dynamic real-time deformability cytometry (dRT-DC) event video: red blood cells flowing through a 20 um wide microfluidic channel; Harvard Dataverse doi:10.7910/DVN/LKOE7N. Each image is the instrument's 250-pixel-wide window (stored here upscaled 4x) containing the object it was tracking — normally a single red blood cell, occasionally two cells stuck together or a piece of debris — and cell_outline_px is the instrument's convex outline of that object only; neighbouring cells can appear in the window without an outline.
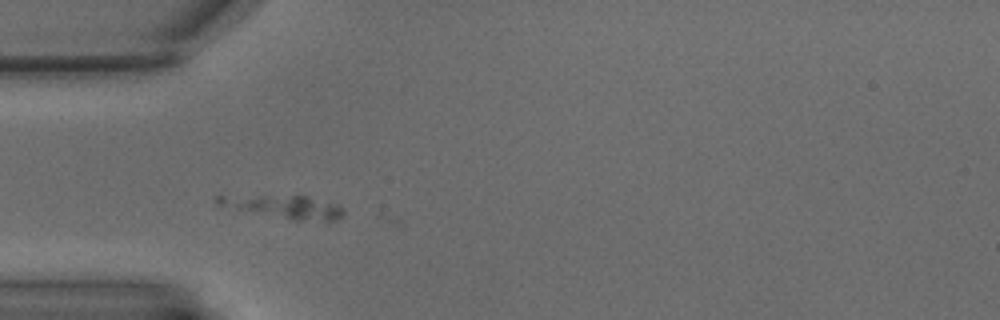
{"species": "common noctule bat (a hibernating species)", "species_latin": "Nyctalus noctula", "temperature_condition": "warm", "stored_images_in_passage": 3, "camera_frame_rate_fps": 3000, "um_per_image_px": 0.085, "animal": {"sex": "male", "body_mass_g": 15.6}, "frame": {"image": 1, "passage_image": 1, "time_ms": 0.0, "image_size_px": [1000, 320], "cell_outline_px": [[344, 216], [336, 220], [292, 220], [216, 204], [216, 196], [308, 196], [336, 204], [344, 208]], "centroid_in_image_um": [24.27, 17.58], "position_along_channel_um": 60.7, "area_um2": 16.3}}